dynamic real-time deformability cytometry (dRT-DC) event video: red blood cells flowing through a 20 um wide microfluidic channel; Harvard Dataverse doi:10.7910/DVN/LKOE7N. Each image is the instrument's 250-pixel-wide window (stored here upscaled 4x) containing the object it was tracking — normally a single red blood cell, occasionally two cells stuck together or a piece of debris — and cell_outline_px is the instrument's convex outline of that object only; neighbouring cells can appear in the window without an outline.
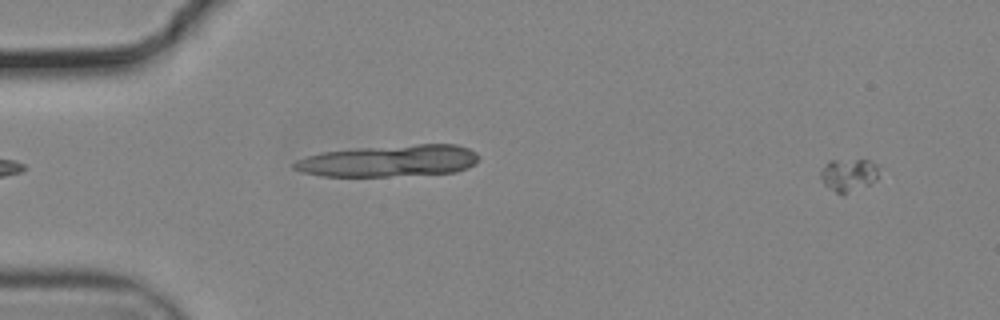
{"species": "common noctule bat (a hibernating species)", "species_latin": "Nyctalus noctula", "temperature_condition": "cold", "stored_images_in_passage": 56, "camera_frame_rate_fps": 3000, "um_per_image_px": 0.085, "animal": {"sex": "male", "body_mass_g": 19.2, "forearm_length_mm": 51.8}, "frame": {"image": 1, "passage_image": 4, "time_ms": 1.0, "image_size_px": [1000, 320], "cell_outline_px": [[880, 176], [876, 180], [844, 196], [828, 188], [824, 184], [820, 176], [820, 172], [828, 160], [868, 160], [876, 164]], "centroid_in_image_um": [72.12, 14.88], "position_along_channel_um": 12.9, "area_um2": 11.27}}
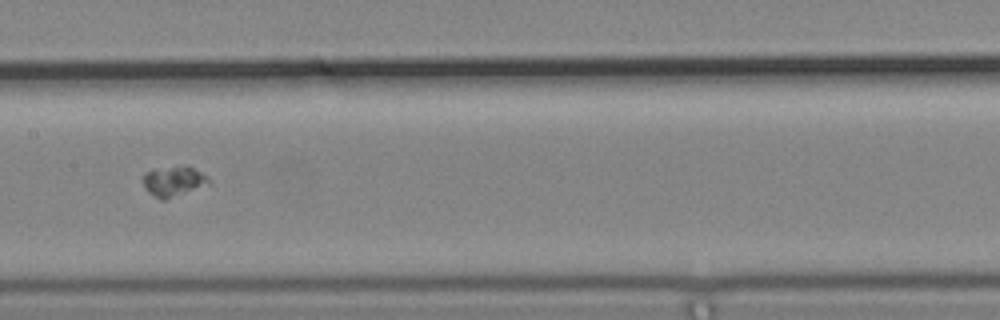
{"frame": {"image": 2, "passage_image": 29, "time_ms": 9.333, "image_size_px": [1000, 320], "cell_outline_px": [[212, 184], [164, 200], [160, 200], [148, 192], [144, 188], [144, 176], [148, 172], [188, 164], [208, 176]], "centroid_in_image_um": [14.85, 15.43], "position_along_channel_um": 192.6, "area_um2": 11.5}}
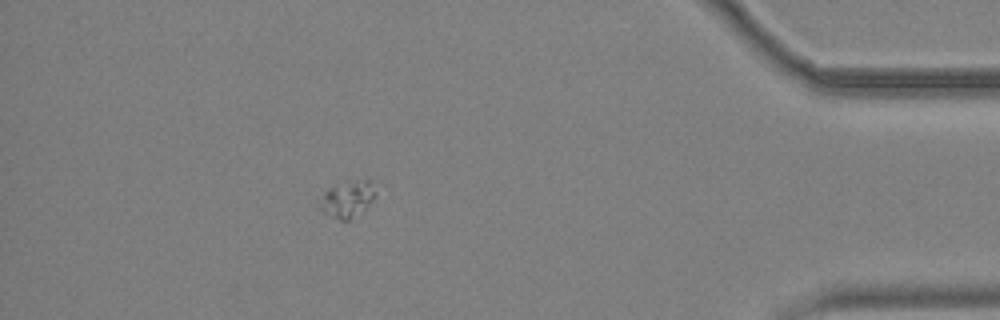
{"frame": {"image": 3, "passage_image": 50, "time_ms": 16.333, "image_size_px": [1000, 320], "cell_outline_px": [[376, 192], [372, 200], [368, 204], [348, 220], [340, 220], [324, 212], [320, 208], [320, 204], [324, 192], [328, 188], [336, 184], [356, 180], [372, 180]], "centroid_in_image_um": [29.53, 16.88], "position_along_channel_um": 405.7, "area_um2": 11.44}}